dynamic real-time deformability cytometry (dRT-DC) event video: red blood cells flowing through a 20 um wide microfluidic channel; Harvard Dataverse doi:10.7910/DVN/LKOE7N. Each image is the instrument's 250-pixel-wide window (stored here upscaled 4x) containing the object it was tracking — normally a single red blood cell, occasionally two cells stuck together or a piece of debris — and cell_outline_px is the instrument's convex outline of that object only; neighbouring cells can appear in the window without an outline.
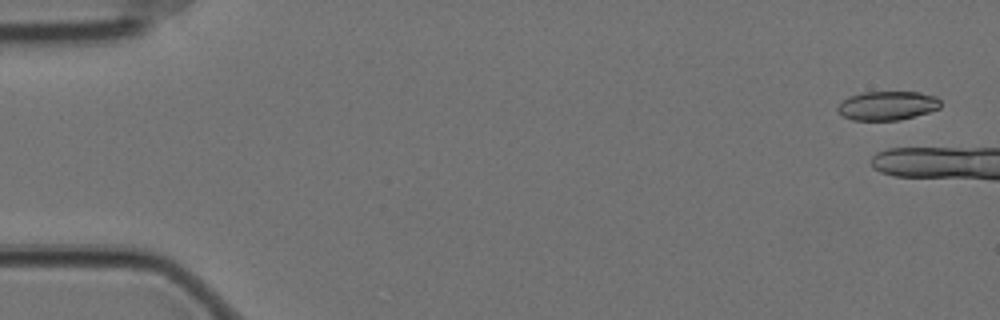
{"species": "Egyptian fruit bat (a non-hibernating species)", "species_latin": "Rousettus aegyptiacus", "temperature_condition": "cold", "stored_images_in_passage": 6, "camera_frame_rate_fps": 3000, "um_per_image_px": 0.085, "animal": {"sex": "female"}, "frame": {"image": 1, "passage_image": 2, "time_ms": 0.333, "image_size_px": [1000, 320], "cell_outline_px": [[940, 108], [928, 112], [900, 120], [852, 120], [844, 116], [836, 108], [848, 96], [864, 92], [920, 92], [936, 96], [940, 100]], "centroid_in_image_um": [75.44, 8.97], "position_along_channel_um": 9.6, "area_um2": 17.28}}